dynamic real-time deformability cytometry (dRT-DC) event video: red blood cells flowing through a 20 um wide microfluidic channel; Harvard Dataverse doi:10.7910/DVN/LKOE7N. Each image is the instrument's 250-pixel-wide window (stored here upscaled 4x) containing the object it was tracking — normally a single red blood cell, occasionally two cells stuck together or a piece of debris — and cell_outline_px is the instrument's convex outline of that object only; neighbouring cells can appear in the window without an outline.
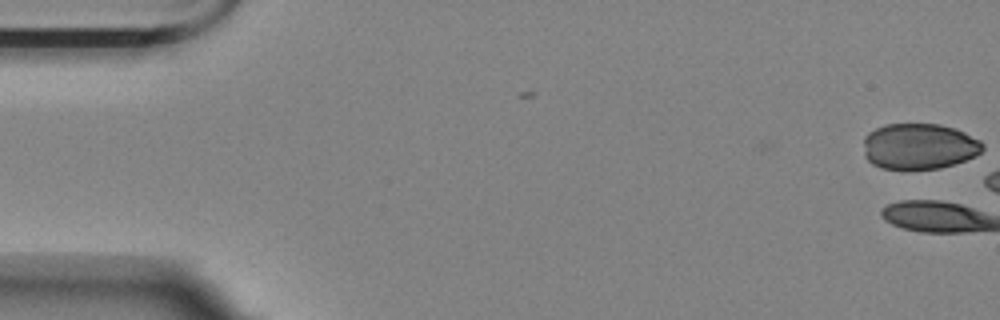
{"species": "Egyptian fruit bat (a non-hibernating species)", "species_latin": "Rousettus aegyptiacus", "temperature_condition": "room temperature", "stored_images_in_passage": 6, "camera_frame_rate_fps": 3000, "um_per_image_px": 0.085, "animal": {"sex": "female"}, "frame": {"image": 1, "passage_image": 6, "time_ms": 1.667, "image_size_px": [1000, 320], "cell_outline_px": [[984, 148], [976, 156], [940, 168], [908, 172], [904, 172], [880, 168], [872, 164], [864, 156], [864, 136], [868, 132], [884, 124], [940, 124], [956, 128], [980, 140], [984, 144]], "centroid_in_image_um": [78.09, 12.47], "position_along_channel_um": 6.9, "area_um2": 32.77}}